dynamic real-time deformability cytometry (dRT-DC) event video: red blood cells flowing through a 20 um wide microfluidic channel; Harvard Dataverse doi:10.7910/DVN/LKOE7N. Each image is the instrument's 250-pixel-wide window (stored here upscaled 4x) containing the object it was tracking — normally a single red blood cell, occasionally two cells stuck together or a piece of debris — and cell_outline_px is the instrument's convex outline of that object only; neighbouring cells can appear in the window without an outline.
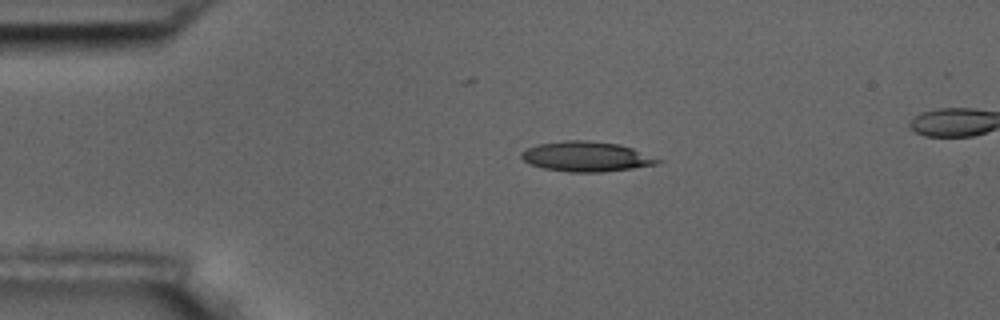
{"species": "common noctule bat (a hibernating species)", "species_latin": "Nyctalus noctula", "temperature_condition": "room temperature", "stored_images_in_passage": 6, "camera_frame_rate_fps": 3000, "um_per_image_px": 0.085, "animal": {"sex": "male", "body_mass_g": 17.5, "forearm_length_mm": 52.3}, "frame": {"image": 1, "passage_image": 6, "time_ms": 6.0, "image_size_px": [1000, 320], "cell_outline_px": [[664, 160], [656, 164], [632, 168], [600, 172], [568, 172], [544, 168], [528, 164], [520, 156], [520, 152], [528, 148], [540, 144], [564, 140], [588, 140], [620, 144], [632, 148]], "centroid_in_image_um": [49.83, 13.3], "position_along_channel_um": 35.2, "area_um2": 23.81}}